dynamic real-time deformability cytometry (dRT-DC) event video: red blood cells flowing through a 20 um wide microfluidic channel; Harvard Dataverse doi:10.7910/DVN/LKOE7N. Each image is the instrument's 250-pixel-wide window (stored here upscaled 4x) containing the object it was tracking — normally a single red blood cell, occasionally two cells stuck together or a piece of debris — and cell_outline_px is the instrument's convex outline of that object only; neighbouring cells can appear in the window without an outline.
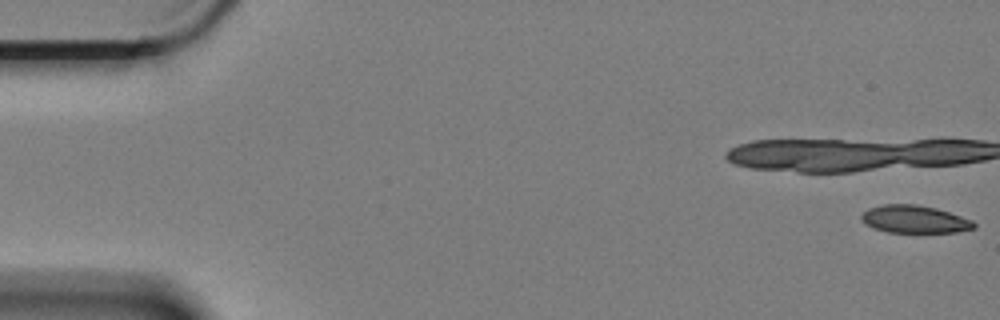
{"species": "Egyptian fruit bat (a non-hibernating species)", "species_latin": "Rousettus aegyptiacus", "temperature_condition": "cold", "stored_images_in_passage": 10, "camera_frame_rate_fps": 3000, "um_per_image_px": 0.085, "animal": {"sex": "female"}, "frame": {"image": 1, "passage_image": 1, "time_ms": 0.0, "image_size_px": [1000, 320], "cell_outline_px": [[976, 228], [956, 232], [888, 232], [876, 228], [868, 224], [860, 216], [868, 208], [884, 204], [916, 204], [936, 208], [972, 220], [976, 224]], "centroid_in_image_um": [77.77, 18.63], "position_along_channel_um": 7.2, "area_um2": 17.86}}